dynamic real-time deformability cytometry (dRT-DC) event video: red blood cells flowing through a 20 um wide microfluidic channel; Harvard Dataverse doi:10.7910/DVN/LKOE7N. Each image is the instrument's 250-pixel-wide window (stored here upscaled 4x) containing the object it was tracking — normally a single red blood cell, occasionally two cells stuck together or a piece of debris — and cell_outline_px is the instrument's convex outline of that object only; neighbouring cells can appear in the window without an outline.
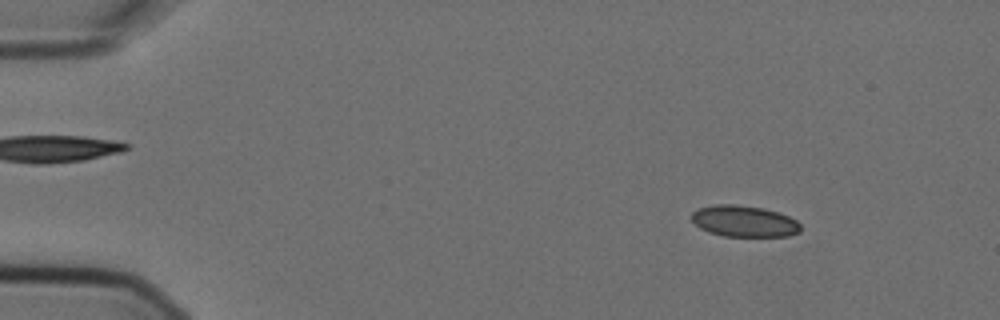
{"species": "Egyptian fruit bat (a non-hibernating species)", "species_latin": "Rousettus aegyptiacus", "temperature_condition": "cold", "stored_images_in_passage": 5, "camera_frame_rate_fps": 3000, "um_per_image_px": 0.085, "animal": {"sex": "female"}, "frame": {"image": 1, "passage_image": 2, "time_ms": 0.333, "image_size_px": [1000, 320], "cell_outline_px": [[800, 232], [788, 236], [724, 236], [708, 232], [700, 228], [692, 220], [692, 212], [696, 208], [716, 204], [736, 204], [764, 208], [788, 216], [796, 220], [800, 224]], "centroid_in_image_um": [63.23, 18.79], "position_along_channel_um": 21.8, "area_um2": 19.94}}
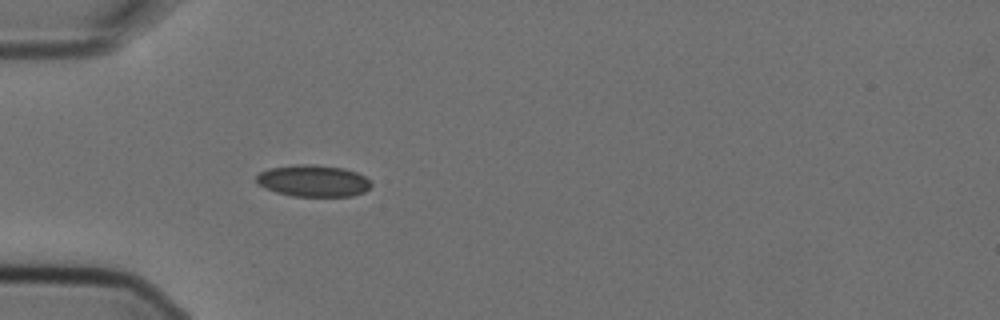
{"frame": {"image": 2, "passage_image": 5, "time_ms": 1.333, "image_size_px": [1000, 320], "cell_outline_px": [[372, 184], [364, 192], [352, 196], [292, 196], [276, 192], [264, 188], [256, 184], [256, 176], [260, 172], [272, 168], [300, 164], [312, 164], [344, 168], [356, 172], [364, 176]], "centroid_in_image_um": [26.6, 15.37], "position_along_channel_um": 58.4, "area_um2": 21.15}}